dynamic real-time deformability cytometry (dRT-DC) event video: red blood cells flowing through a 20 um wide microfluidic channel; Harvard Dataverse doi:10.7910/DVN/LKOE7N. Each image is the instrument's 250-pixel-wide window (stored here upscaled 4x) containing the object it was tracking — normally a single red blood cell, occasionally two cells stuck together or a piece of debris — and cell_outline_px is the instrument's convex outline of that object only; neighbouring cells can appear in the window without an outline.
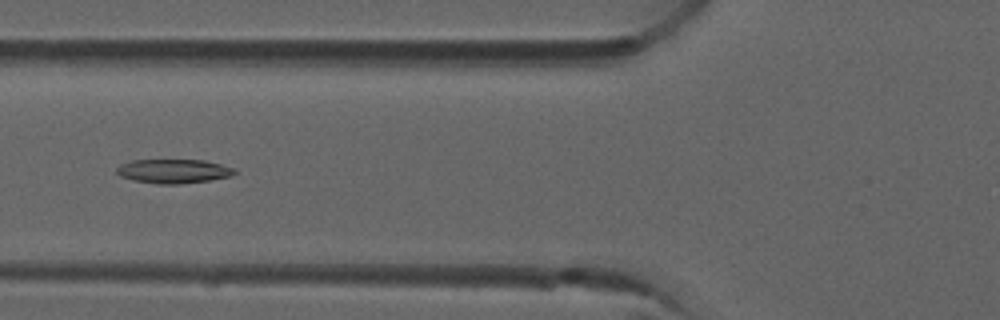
{"species": "common noctule bat (a hibernating species)", "species_latin": "Nyctalus noctula", "temperature_condition": "room temperature", "stored_images_in_passage": 6, "camera_frame_rate_fps": 3000, "um_per_image_px": 0.085, "animal": {"sex": "male", "forearm_length_mm": 52.5}, "frame": {"image": 1, "passage_image": 6, "time_ms": 1.667, "image_size_px": [1000, 320], "cell_outline_px": [[236, 172], [232, 176], [208, 180], [180, 184], [160, 184], [132, 180], [120, 176], [116, 172], [116, 168], [120, 164], [132, 160], [204, 160], [236, 168]], "centroid_in_image_um": [14.74, 14.55], "position_along_channel_um": 111.1, "area_um2": 16.59}}